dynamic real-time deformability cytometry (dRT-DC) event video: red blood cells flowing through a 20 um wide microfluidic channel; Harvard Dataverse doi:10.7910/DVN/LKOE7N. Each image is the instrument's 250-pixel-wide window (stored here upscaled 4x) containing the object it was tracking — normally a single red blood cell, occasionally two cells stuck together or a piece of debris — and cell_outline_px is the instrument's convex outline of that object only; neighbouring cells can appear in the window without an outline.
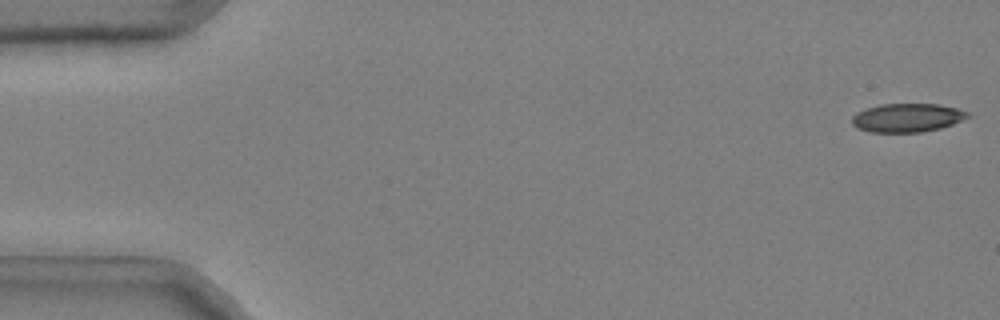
{"species": "common noctule bat (a hibernating species)", "species_latin": "Nyctalus noctula", "temperature_condition": "cold", "stored_images_in_passage": 48, "camera_frame_rate_fps": 3000, "um_per_image_px": 0.085, "animal": {"sex": "male", "body_mass_g": 20.4}, "frame": {"image": 1, "passage_image": 1, "time_ms": 0.0, "image_size_px": [1000, 320], "cell_outline_px": [[972, 116], [952, 124], [940, 128], [920, 132], [872, 132], [856, 128], [852, 124], [852, 116], [856, 112], [880, 104], [940, 104], [956, 108], [968, 112]], "centroid_in_image_um": [77.11, 10.0], "position_along_channel_um": 7.9, "area_um2": 19.31}}
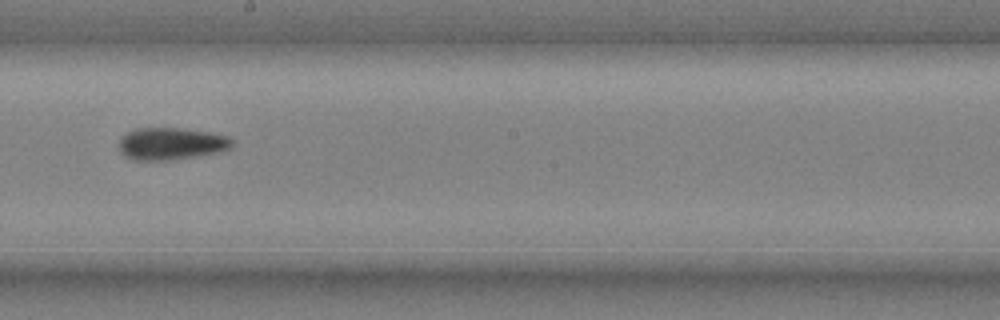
{"frame": {"image": 2, "passage_image": 30, "time_ms": 9.667, "image_size_px": [1000, 320], "cell_outline_px": [[232, 148], [220, 152], [168, 160], [132, 160], [124, 156], [120, 152], [120, 140], [128, 132], [136, 128], [180, 128], [208, 132], [228, 136], [232, 140]], "centroid_in_image_um": [14.55, 12.22], "position_along_channel_um": 233.6, "area_um2": 21.1}}
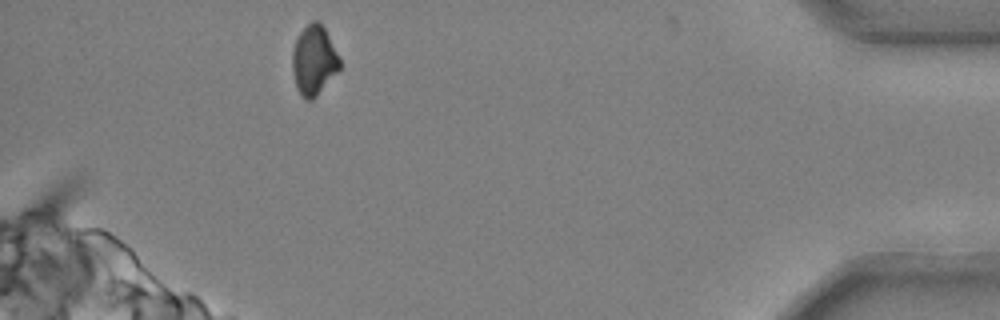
{"frame": {"image": 3, "passage_image": 48, "time_ms": 15.667, "image_size_px": [1000, 320], "cell_outline_px": [[340, 68], [316, 96], [312, 100], [304, 100], [300, 96], [296, 88], [292, 72], [292, 48], [300, 32], [312, 20], [316, 20], [324, 28], [340, 60]], "centroid_in_image_um": [26.64, 5.16], "position_along_channel_um": 408.6, "area_um2": 19.02}, "authors_computed_cell_mechanics": {"area_um2": 20.7502, "velocity_mm_per_s": 3.7173, "shape_relaxation_time_tau1_ms": 6.0778, "shape_relaxation_time_tau2_ms": 9.5182, "deformation_change_tau1": 0.1246, "deformation_change_tau2": 0.1492}}